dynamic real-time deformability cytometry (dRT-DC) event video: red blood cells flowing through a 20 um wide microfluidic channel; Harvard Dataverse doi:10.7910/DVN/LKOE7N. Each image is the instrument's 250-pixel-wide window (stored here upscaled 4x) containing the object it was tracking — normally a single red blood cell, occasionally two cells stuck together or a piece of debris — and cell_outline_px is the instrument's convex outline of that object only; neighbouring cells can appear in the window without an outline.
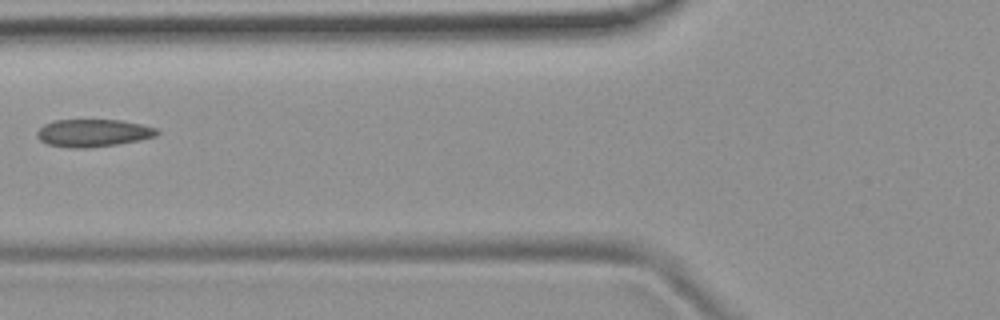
{"species": "common noctule bat (a hibernating species)", "species_latin": "Nyctalus noctula", "temperature_condition": "room temperature", "stored_images_in_passage": 5, "camera_frame_rate_fps": 3000, "um_per_image_px": 0.085, "animal": {"sex": "female", "body_mass_g": 19.9}, "frame": {"image": 1, "passage_image": 3, "time_ms": 0.667, "image_size_px": [1000, 320], "cell_outline_px": [[160, 132], [156, 136], [140, 140], [116, 144], [88, 148], [72, 148], [48, 144], [40, 140], [36, 136], [36, 132], [44, 124], [56, 120], [120, 120], [140, 124], [156, 128]], "centroid_in_image_um": [7.91, 11.3], "position_along_channel_um": 117.9, "area_um2": 19.19}}
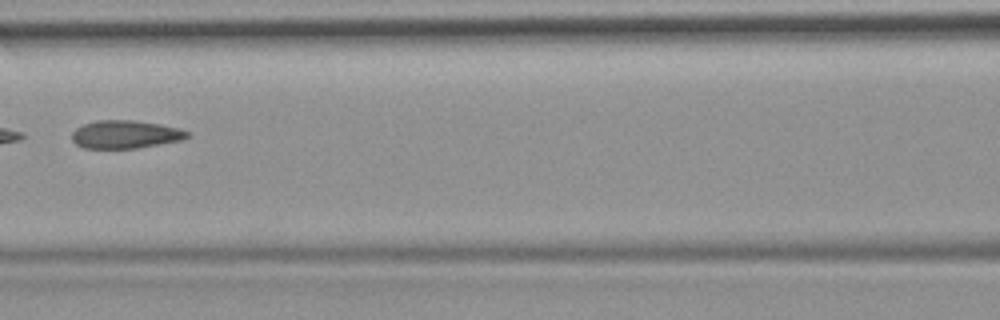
{"frame": {"image": 2, "passage_image": 4, "time_ms": 1.0, "image_size_px": [1000, 320], "cell_outline_px": [[188, 136], [180, 140], [136, 148], [84, 148], [76, 144], [72, 140], [72, 132], [76, 128], [84, 124], [96, 120], [132, 120], [160, 124], [180, 128], [188, 132]], "centroid_in_image_um": [10.62, 11.41], "position_along_channel_um": 156.0, "area_um2": 18.67}}
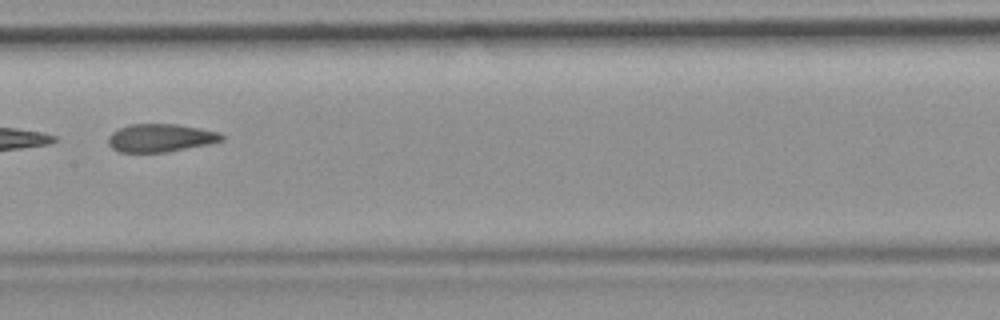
{"frame": {"image": 3, "passage_image": 5, "time_ms": 1.333, "image_size_px": [1000, 320], "cell_outline_px": [[224, 140], [208, 144], [164, 152], [120, 152], [112, 148], [108, 144], [108, 136], [112, 132], [128, 124], [176, 124], [200, 128], [220, 132], [224, 136]], "centroid_in_image_um": [13.64, 11.71], "position_along_channel_um": 193.8, "area_um2": 18.5}}